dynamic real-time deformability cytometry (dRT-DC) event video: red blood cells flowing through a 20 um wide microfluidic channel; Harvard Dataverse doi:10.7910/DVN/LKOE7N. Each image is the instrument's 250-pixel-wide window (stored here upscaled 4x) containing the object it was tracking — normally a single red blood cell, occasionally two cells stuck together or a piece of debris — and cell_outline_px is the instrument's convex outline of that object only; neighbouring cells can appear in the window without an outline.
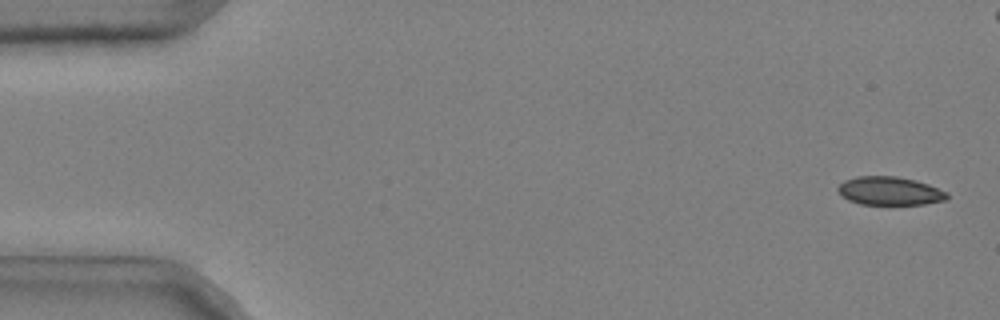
{"species": "common noctule bat (a hibernating species)", "species_latin": "Nyctalus noctula", "temperature_condition": "cold", "stored_images_in_passage": 48, "camera_frame_rate_fps": 3000, "um_per_image_px": 0.085, "animal": {"sex": "male", "body_mass_g": 20.4}, "frame": {"image": 1, "passage_image": 2, "time_ms": 0.333, "image_size_px": [1000, 320], "cell_outline_px": [[948, 196], [944, 200], [924, 204], [860, 204], [848, 200], [836, 188], [844, 180], [856, 176], [896, 176], [916, 180], [928, 184], [948, 192]], "centroid_in_image_um": [75.62, 16.22], "position_along_channel_um": 9.4, "area_um2": 17.98}}
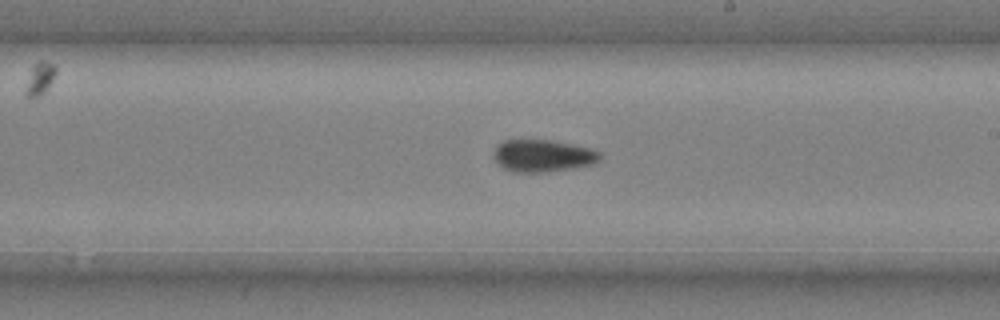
{"frame": {"image": 2, "passage_image": 31, "time_ms": 10.0, "image_size_px": [1000, 320], "cell_outline_px": [[600, 160], [596, 164], [548, 172], [512, 172], [504, 168], [496, 160], [492, 152], [496, 144], [504, 140], [552, 140], [572, 144], [588, 148], [600, 152]], "centroid_in_image_um": [46.13, 13.24], "position_along_channel_um": 242.9, "area_um2": 20.06}}
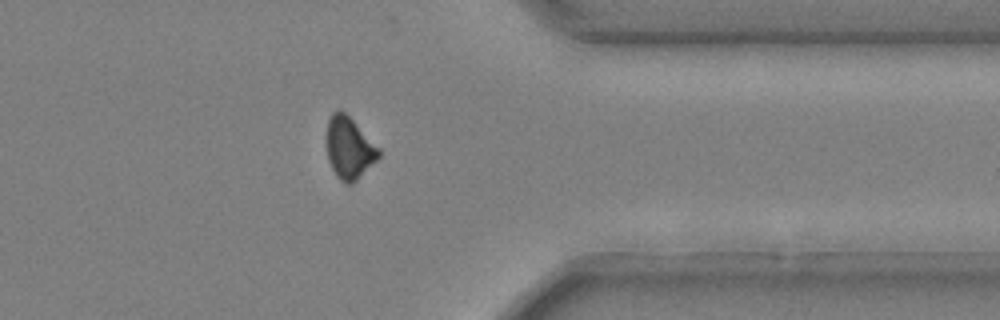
{"frame": {"image": 3, "passage_image": 43, "time_ms": 14.0, "image_size_px": [1000, 320], "cell_outline_px": [[380, 156], [352, 184], [344, 184], [336, 176], [328, 160], [328, 120], [332, 112], [344, 112], [380, 148]], "centroid_in_image_um": [29.69, 12.62], "position_along_channel_um": 381.7, "area_um2": 18.26}}